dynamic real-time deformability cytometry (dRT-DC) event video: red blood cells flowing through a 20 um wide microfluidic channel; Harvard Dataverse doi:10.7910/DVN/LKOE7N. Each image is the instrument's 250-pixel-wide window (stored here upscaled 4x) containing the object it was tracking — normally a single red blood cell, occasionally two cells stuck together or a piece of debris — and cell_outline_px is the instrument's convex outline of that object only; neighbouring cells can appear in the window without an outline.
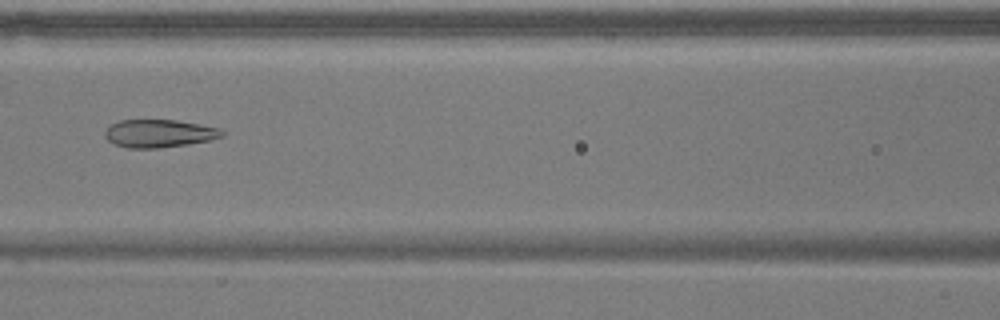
{"species": "common noctule bat (a hibernating species)", "species_latin": "Nyctalus noctula", "temperature_condition": "warm", "stored_images_in_passage": 39, "camera_frame_rate_fps": 3000, "um_per_image_px": 0.085, "animal": {"sex": "male", "body_mass_g": 17.9}, "frame": {"image": 1, "passage_image": 8, "time_ms": 2.333, "image_size_px": [1000, 320], "cell_outline_px": [[224, 136], [212, 140], [188, 144], [160, 148], [128, 148], [112, 144], [104, 136], [104, 132], [112, 124], [120, 120], [176, 120], [200, 124], [220, 128], [224, 132]], "centroid_in_image_um": [13.54, 11.35], "position_along_channel_um": 153.1, "area_um2": 19.19}}
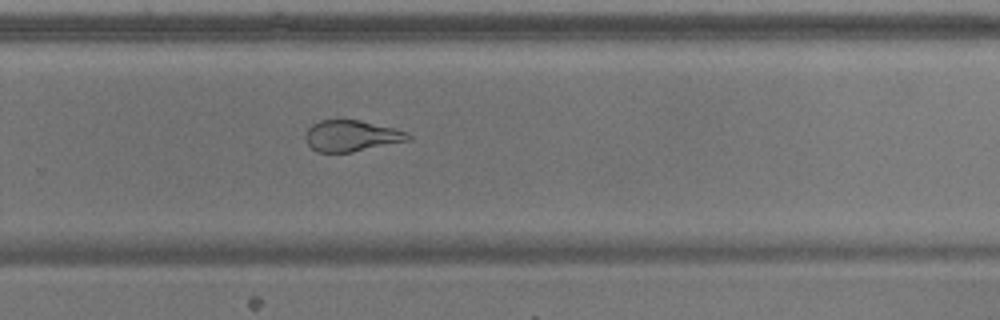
{"frame": {"image": 2, "passage_image": 20, "time_ms": 6.333, "image_size_px": [1000, 320], "cell_outline_px": [[412, 140], [352, 152], [320, 152], [312, 148], [308, 144], [304, 136], [308, 128], [312, 124], [320, 120], [360, 120], [408, 132], [412, 136]], "centroid_in_image_um": [29.89, 11.55], "position_along_channel_um": 299.9, "area_um2": 18.61}}
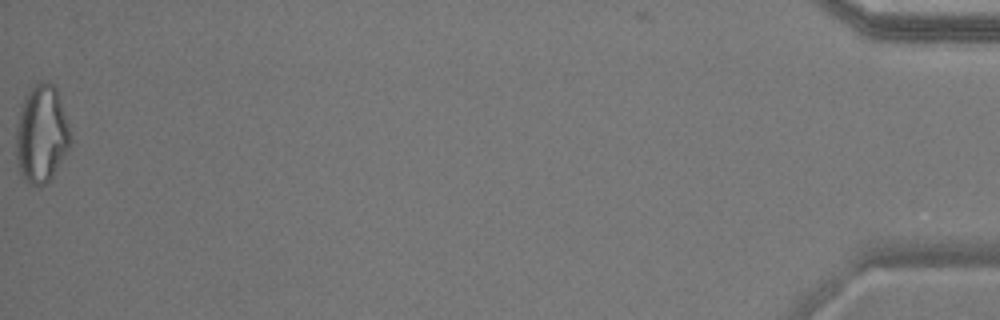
{"frame": {"image": 3, "passage_image": 39, "time_ms": 12.667, "image_size_px": [1000, 320], "cell_outline_px": [[72, 144], [52, 176], [40, 188], [24, 180], [20, 172], [16, 160], [16, 124], [20, 104], [28, 88], [32, 84], [40, 80], [48, 80], [56, 84], [68, 124], [72, 140]], "centroid_in_image_um": [3.51, 11.32], "position_along_channel_um": 431.7, "area_um2": 31.79}, "authors_computed_cell_mechanics": {"area_um2": 19.7098, "velocity_mm_per_s": 3.6882, "shape_relaxation_time_tau1_ms": null, "shape_relaxation_time_tau2_ms": 1.8175, "deformation_change_tau1": null, "deformation_change_tau2": 0.0882}}